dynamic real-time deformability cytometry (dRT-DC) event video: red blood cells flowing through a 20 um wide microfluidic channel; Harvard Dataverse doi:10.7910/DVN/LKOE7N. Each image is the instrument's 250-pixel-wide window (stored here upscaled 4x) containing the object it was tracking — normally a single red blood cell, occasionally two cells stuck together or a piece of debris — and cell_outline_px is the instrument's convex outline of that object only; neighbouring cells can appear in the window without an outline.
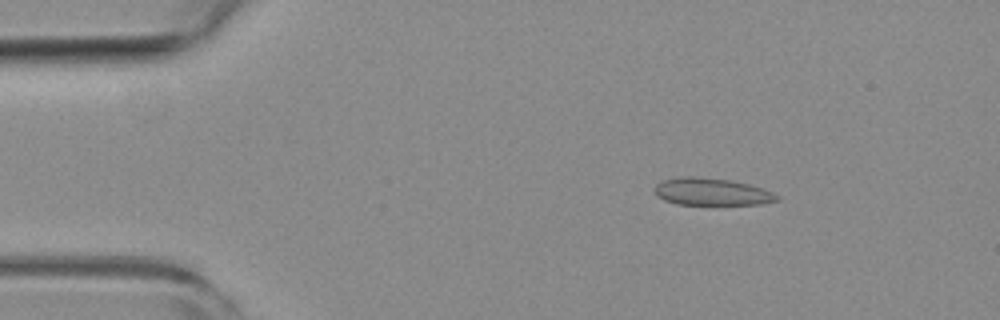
{"species": "common noctule bat (a hibernating species)", "species_latin": "Nyctalus noctula", "temperature_condition": "room temperature", "stored_images_in_passage": 53, "segment_of_instrument_passage": [1, 2], "camera_frame_rate_fps": 3000, "um_per_image_px": 0.085, "animal": {"sex": "female", "body_mass_g": 19.3, "forearm_length_mm": 54.1}, "frame": {"image": 1, "passage_image": 7, "time_ms": 2.0, "image_size_px": [1000, 320], "cell_outline_px": [[780, 200], [760, 204], [716, 208], [712, 208], [676, 204], [664, 200], [656, 196], [656, 184], [664, 180], [680, 176], [692, 176], [728, 180], [748, 184], [764, 188], [780, 196]], "centroid_in_image_um": [60.53, 16.37], "position_along_channel_um": 24.5, "area_um2": 20.58}}
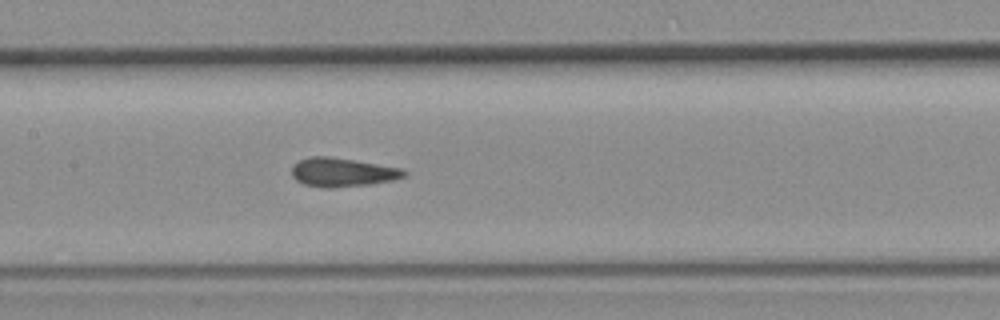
{"frame": {"image": 2, "passage_image": 24, "time_ms": 7.667, "image_size_px": [1000, 320], "cell_outline_px": [[408, 176], [392, 180], [368, 184], [332, 188], [324, 188], [304, 184], [296, 180], [292, 176], [292, 164], [300, 160], [312, 156], [328, 156], [404, 168], [408, 172]], "centroid_in_image_um": [29.13, 14.64], "position_along_channel_um": 178.3, "area_um2": 18.96}}
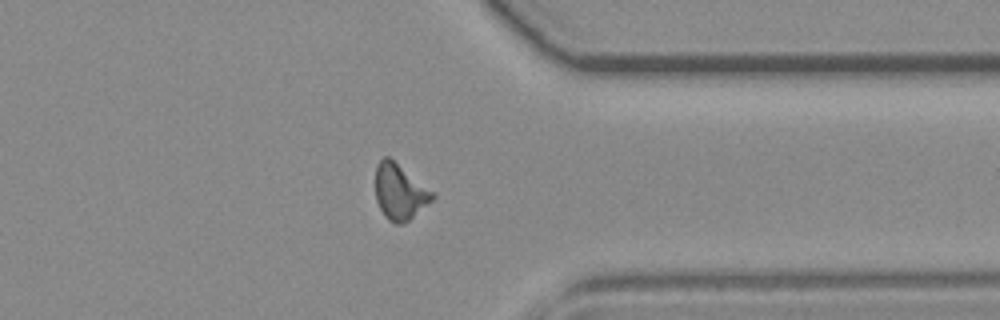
{"frame": {"image": 3, "passage_image": 40, "time_ms": 13.0, "image_size_px": [1000, 320], "cell_outline_px": [[436, 196], [432, 200], [404, 224], [396, 224], [388, 220], [384, 216], [376, 200], [376, 164], [384, 156], [388, 156], [436, 192]], "centroid_in_image_um": [34.0, 16.3], "position_along_channel_um": 377.4, "area_um2": 18.61}}